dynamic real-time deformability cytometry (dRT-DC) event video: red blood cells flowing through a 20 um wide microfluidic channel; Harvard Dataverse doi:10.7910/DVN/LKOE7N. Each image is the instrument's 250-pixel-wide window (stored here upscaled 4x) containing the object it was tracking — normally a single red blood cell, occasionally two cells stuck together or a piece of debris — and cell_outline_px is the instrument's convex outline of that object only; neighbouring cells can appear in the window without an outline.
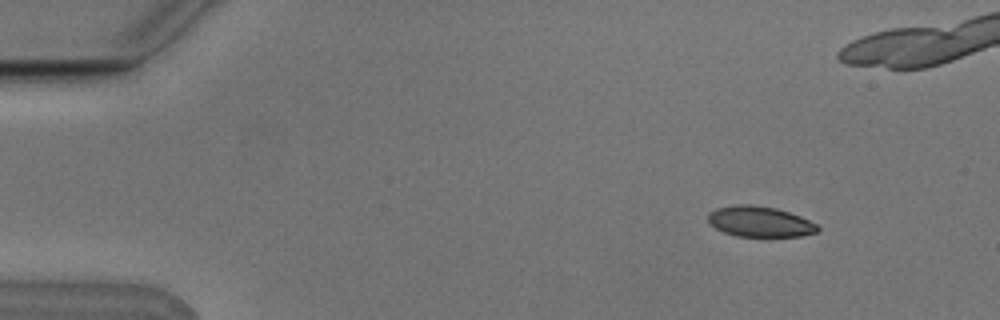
{"species": "Egyptian fruit bat (a non-hibernating species)", "species_latin": "Rousettus aegyptiacus", "temperature_condition": "cold", "stored_images_in_passage": 6, "camera_frame_rate_fps": 3000, "um_per_image_px": 0.085, "animal": {"sex": "male"}, "frame": {"image": 1, "passage_image": 2, "time_ms": 0.333, "image_size_px": [1000, 320], "cell_outline_px": [[820, 228], [816, 232], [800, 236], [736, 236], [724, 232], [716, 228], [708, 220], [708, 212], [716, 208], [740, 204], [752, 204], [776, 208], [800, 216], [816, 224]], "centroid_in_image_um": [64.57, 18.83], "position_along_channel_um": 20.4, "area_um2": 19.36}}